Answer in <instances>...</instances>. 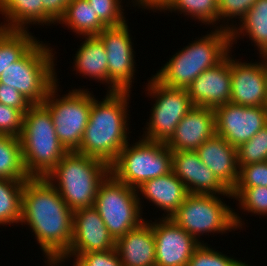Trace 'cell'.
Masks as SVG:
<instances>
[{
  "label": "cell",
  "mask_w": 267,
  "mask_h": 266,
  "mask_svg": "<svg viewBox=\"0 0 267 266\" xmlns=\"http://www.w3.org/2000/svg\"><path fill=\"white\" fill-rule=\"evenodd\" d=\"M73 213L44 177H30L25 181L19 225H26L30 234L33 233L45 264L56 255L68 252L73 236Z\"/></svg>",
  "instance_id": "cell-1"
},
{
  "label": "cell",
  "mask_w": 267,
  "mask_h": 266,
  "mask_svg": "<svg viewBox=\"0 0 267 266\" xmlns=\"http://www.w3.org/2000/svg\"><path fill=\"white\" fill-rule=\"evenodd\" d=\"M93 94L92 91L89 121L81 144L75 152L99 159L111 166L131 140L129 104L132 92H106L101 100Z\"/></svg>",
  "instance_id": "cell-2"
},
{
  "label": "cell",
  "mask_w": 267,
  "mask_h": 266,
  "mask_svg": "<svg viewBox=\"0 0 267 266\" xmlns=\"http://www.w3.org/2000/svg\"><path fill=\"white\" fill-rule=\"evenodd\" d=\"M195 37L181 50L174 52L161 69L152 76L171 88L187 89L205 70L218 65L232 50L231 33L223 28H212Z\"/></svg>",
  "instance_id": "cell-3"
},
{
  "label": "cell",
  "mask_w": 267,
  "mask_h": 266,
  "mask_svg": "<svg viewBox=\"0 0 267 266\" xmlns=\"http://www.w3.org/2000/svg\"><path fill=\"white\" fill-rule=\"evenodd\" d=\"M109 174L110 166L105 162L71 151L44 178L75 211L94 206L98 188Z\"/></svg>",
  "instance_id": "cell-4"
},
{
  "label": "cell",
  "mask_w": 267,
  "mask_h": 266,
  "mask_svg": "<svg viewBox=\"0 0 267 266\" xmlns=\"http://www.w3.org/2000/svg\"><path fill=\"white\" fill-rule=\"evenodd\" d=\"M225 197L233 199L232 195L188 194L170 219L199 243H208L202 239L204 235L215 237V234H234L238 229L240 232L245 230L246 218L242 220V214L240 217L235 211L237 209L232 208L229 202L228 205L225 203Z\"/></svg>",
  "instance_id": "cell-5"
},
{
  "label": "cell",
  "mask_w": 267,
  "mask_h": 266,
  "mask_svg": "<svg viewBox=\"0 0 267 266\" xmlns=\"http://www.w3.org/2000/svg\"><path fill=\"white\" fill-rule=\"evenodd\" d=\"M20 140L29 177H46L68 152L56 136L50 111L43 104H32L25 112Z\"/></svg>",
  "instance_id": "cell-6"
},
{
  "label": "cell",
  "mask_w": 267,
  "mask_h": 266,
  "mask_svg": "<svg viewBox=\"0 0 267 266\" xmlns=\"http://www.w3.org/2000/svg\"><path fill=\"white\" fill-rule=\"evenodd\" d=\"M45 42L39 39L19 60L6 68L0 78V83L15 88L32 104H42L59 77L55 67L57 52Z\"/></svg>",
  "instance_id": "cell-7"
},
{
  "label": "cell",
  "mask_w": 267,
  "mask_h": 266,
  "mask_svg": "<svg viewBox=\"0 0 267 266\" xmlns=\"http://www.w3.org/2000/svg\"><path fill=\"white\" fill-rule=\"evenodd\" d=\"M139 139V140H138ZM120 151L110 173L120 182L137 189L145 181L172 172V151L163 142L138 137Z\"/></svg>",
  "instance_id": "cell-8"
},
{
  "label": "cell",
  "mask_w": 267,
  "mask_h": 266,
  "mask_svg": "<svg viewBox=\"0 0 267 266\" xmlns=\"http://www.w3.org/2000/svg\"><path fill=\"white\" fill-rule=\"evenodd\" d=\"M57 83L50 89L43 105L50 111L56 136L68 152L76 151L82 141L89 121L92 106L90 88H72L68 93L60 95L63 89Z\"/></svg>",
  "instance_id": "cell-9"
},
{
  "label": "cell",
  "mask_w": 267,
  "mask_h": 266,
  "mask_svg": "<svg viewBox=\"0 0 267 266\" xmlns=\"http://www.w3.org/2000/svg\"><path fill=\"white\" fill-rule=\"evenodd\" d=\"M93 207L115 241L146 220L137 189L118 181L111 173L100 184Z\"/></svg>",
  "instance_id": "cell-10"
},
{
  "label": "cell",
  "mask_w": 267,
  "mask_h": 266,
  "mask_svg": "<svg viewBox=\"0 0 267 266\" xmlns=\"http://www.w3.org/2000/svg\"><path fill=\"white\" fill-rule=\"evenodd\" d=\"M148 82V83H147ZM144 83L145 95L152 100L149 119L140 137L166 143L174 134L183 117L194 107L187 89L171 88L163 85L153 76ZM147 84V85H146Z\"/></svg>",
  "instance_id": "cell-11"
},
{
  "label": "cell",
  "mask_w": 267,
  "mask_h": 266,
  "mask_svg": "<svg viewBox=\"0 0 267 266\" xmlns=\"http://www.w3.org/2000/svg\"><path fill=\"white\" fill-rule=\"evenodd\" d=\"M128 20L118 26L105 27L97 36L103 42L108 60V82L117 91H132L137 63Z\"/></svg>",
  "instance_id": "cell-12"
},
{
  "label": "cell",
  "mask_w": 267,
  "mask_h": 266,
  "mask_svg": "<svg viewBox=\"0 0 267 266\" xmlns=\"http://www.w3.org/2000/svg\"><path fill=\"white\" fill-rule=\"evenodd\" d=\"M215 132L238 148L267 125L266 107H246L226 103L214 108Z\"/></svg>",
  "instance_id": "cell-13"
},
{
  "label": "cell",
  "mask_w": 267,
  "mask_h": 266,
  "mask_svg": "<svg viewBox=\"0 0 267 266\" xmlns=\"http://www.w3.org/2000/svg\"><path fill=\"white\" fill-rule=\"evenodd\" d=\"M234 56L231 51L230 103L246 107H265L266 56H257L259 59H255V62L236 59Z\"/></svg>",
  "instance_id": "cell-14"
},
{
  "label": "cell",
  "mask_w": 267,
  "mask_h": 266,
  "mask_svg": "<svg viewBox=\"0 0 267 266\" xmlns=\"http://www.w3.org/2000/svg\"><path fill=\"white\" fill-rule=\"evenodd\" d=\"M155 239V266H187L201 244L170 218L149 220Z\"/></svg>",
  "instance_id": "cell-15"
},
{
  "label": "cell",
  "mask_w": 267,
  "mask_h": 266,
  "mask_svg": "<svg viewBox=\"0 0 267 266\" xmlns=\"http://www.w3.org/2000/svg\"><path fill=\"white\" fill-rule=\"evenodd\" d=\"M115 240L94 207L79 208L73 213V236L68 254L78 257L86 252L115 249Z\"/></svg>",
  "instance_id": "cell-16"
},
{
  "label": "cell",
  "mask_w": 267,
  "mask_h": 266,
  "mask_svg": "<svg viewBox=\"0 0 267 266\" xmlns=\"http://www.w3.org/2000/svg\"><path fill=\"white\" fill-rule=\"evenodd\" d=\"M172 167L189 194L231 195L196 151H172Z\"/></svg>",
  "instance_id": "cell-17"
},
{
  "label": "cell",
  "mask_w": 267,
  "mask_h": 266,
  "mask_svg": "<svg viewBox=\"0 0 267 266\" xmlns=\"http://www.w3.org/2000/svg\"><path fill=\"white\" fill-rule=\"evenodd\" d=\"M194 106L216 108L230 103V53L215 67L202 72L187 88Z\"/></svg>",
  "instance_id": "cell-18"
},
{
  "label": "cell",
  "mask_w": 267,
  "mask_h": 266,
  "mask_svg": "<svg viewBox=\"0 0 267 266\" xmlns=\"http://www.w3.org/2000/svg\"><path fill=\"white\" fill-rule=\"evenodd\" d=\"M215 134L214 109L194 106L179 122L174 134L165 144L171 151H196Z\"/></svg>",
  "instance_id": "cell-19"
},
{
  "label": "cell",
  "mask_w": 267,
  "mask_h": 266,
  "mask_svg": "<svg viewBox=\"0 0 267 266\" xmlns=\"http://www.w3.org/2000/svg\"><path fill=\"white\" fill-rule=\"evenodd\" d=\"M137 194L141 209L145 203L144 198L149 204L164 212L162 218H170L189 193L184 183L172 171L167 175L145 181L137 188Z\"/></svg>",
  "instance_id": "cell-20"
},
{
  "label": "cell",
  "mask_w": 267,
  "mask_h": 266,
  "mask_svg": "<svg viewBox=\"0 0 267 266\" xmlns=\"http://www.w3.org/2000/svg\"><path fill=\"white\" fill-rule=\"evenodd\" d=\"M200 160L231 192L238 180L237 148L216 134L196 150Z\"/></svg>",
  "instance_id": "cell-21"
},
{
  "label": "cell",
  "mask_w": 267,
  "mask_h": 266,
  "mask_svg": "<svg viewBox=\"0 0 267 266\" xmlns=\"http://www.w3.org/2000/svg\"><path fill=\"white\" fill-rule=\"evenodd\" d=\"M78 38L84 41L80 42L81 44L75 51V56H72L74 61L71 62L73 63L72 71H75V74H79L82 78H89V81L95 80L98 84L105 85L107 92H118L108 82V60L101 39L98 36H82Z\"/></svg>",
  "instance_id": "cell-22"
},
{
  "label": "cell",
  "mask_w": 267,
  "mask_h": 266,
  "mask_svg": "<svg viewBox=\"0 0 267 266\" xmlns=\"http://www.w3.org/2000/svg\"><path fill=\"white\" fill-rule=\"evenodd\" d=\"M122 266H155V239L148 219L115 242Z\"/></svg>",
  "instance_id": "cell-23"
},
{
  "label": "cell",
  "mask_w": 267,
  "mask_h": 266,
  "mask_svg": "<svg viewBox=\"0 0 267 266\" xmlns=\"http://www.w3.org/2000/svg\"><path fill=\"white\" fill-rule=\"evenodd\" d=\"M1 16L4 22H0V28L6 30L28 31L32 26H56L43 11L42 0H0Z\"/></svg>",
  "instance_id": "cell-24"
},
{
  "label": "cell",
  "mask_w": 267,
  "mask_h": 266,
  "mask_svg": "<svg viewBox=\"0 0 267 266\" xmlns=\"http://www.w3.org/2000/svg\"><path fill=\"white\" fill-rule=\"evenodd\" d=\"M230 33L232 50L245 37L259 56H267V0H257Z\"/></svg>",
  "instance_id": "cell-25"
},
{
  "label": "cell",
  "mask_w": 267,
  "mask_h": 266,
  "mask_svg": "<svg viewBox=\"0 0 267 266\" xmlns=\"http://www.w3.org/2000/svg\"><path fill=\"white\" fill-rule=\"evenodd\" d=\"M152 12L183 14L210 29L218 28L219 24V0H163Z\"/></svg>",
  "instance_id": "cell-26"
},
{
  "label": "cell",
  "mask_w": 267,
  "mask_h": 266,
  "mask_svg": "<svg viewBox=\"0 0 267 266\" xmlns=\"http://www.w3.org/2000/svg\"><path fill=\"white\" fill-rule=\"evenodd\" d=\"M81 36H97L106 26L99 20L87 0H71L56 25ZM65 26V27H64Z\"/></svg>",
  "instance_id": "cell-27"
},
{
  "label": "cell",
  "mask_w": 267,
  "mask_h": 266,
  "mask_svg": "<svg viewBox=\"0 0 267 266\" xmlns=\"http://www.w3.org/2000/svg\"><path fill=\"white\" fill-rule=\"evenodd\" d=\"M20 137L0 134V179L26 181Z\"/></svg>",
  "instance_id": "cell-28"
},
{
  "label": "cell",
  "mask_w": 267,
  "mask_h": 266,
  "mask_svg": "<svg viewBox=\"0 0 267 266\" xmlns=\"http://www.w3.org/2000/svg\"><path fill=\"white\" fill-rule=\"evenodd\" d=\"M31 31L0 28V78L10 64L19 60L37 41Z\"/></svg>",
  "instance_id": "cell-29"
},
{
  "label": "cell",
  "mask_w": 267,
  "mask_h": 266,
  "mask_svg": "<svg viewBox=\"0 0 267 266\" xmlns=\"http://www.w3.org/2000/svg\"><path fill=\"white\" fill-rule=\"evenodd\" d=\"M24 184L25 181L0 179V227L19 226Z\"/></svg>",
  "instance_id": "cell-30"
},
{
  "label": "cell",
  "mask_w": 267,
  "mask_h": 266,
  "mask_svg": "<svg viewBox=\"0 0 267 266\" xmlns=\"http://www.w3.org/2000/svg\"><path fill=\"white\" fill-rule=\"evenodd\" d=\"M89 5L96 13L99 20L106 26H118L125 23L128 19L126 18V6L136 8L135 0H128L125 2L123 0H87ZM125 5H124V4ZM132 5H131V4ZM125 6V9L123 8Z\"/></svg>",
  "instance_id": "cell-31"
},
{
  "label": "cell",
  "mask_w": 267,
  "mask_h": 266,
  "mask_svg": "<svg viewBox=\"0 0 267 266\" xmlns=\"http://www.w3.org/2000/svg\"><path fill=\"white\" fill-rule=\"evenodd\" d=\"M216 250L208 243H201L195 249L187 266H245L248 262Z\"/></svg>",
  "instance_id": "cell-32"
},
{
  "label": "cell",
  "mask_w": 267,
  "mask_h": 266,
  "mask_svg": "<svg viewBox=\"0 0 267 266\" xmlns=\"http://www.w3.org/2000/svg\"><path fill=\"white\" fill-rule=\"evenodd\" d=\"M238 167L267 161V125L237 148Z\"/></svg>",
  "instance_id": "cell-33"
},
{
  "label": "cell",
  "mask_w": 267,
  "mask_h": 266,
  "mask_svg": "<svg viewBox=\"0 0 267 266\" xmlns=\"http://www.w3.org/2000/svg\"><path fill=\"white\" fill-rule=\"evenodd\" d=\"M237 209L242 214H250L251 216H267V187L257 186L245 188L235 199ZM238 201V202H237ZM267 219V217H266Z\"/></svg>",
  "instance_id": "cell-34"
},
{
  "label": "cell",
  "mask_w": 267,
  "mask_h": 266,
  "mask_svg": "<svg viewBox=\"0 0 267 266\" xmlns=\"http://www.w3.org/2000/svg\"><path fill=\"white\" fill-rule=\"evenodd\" d=\"M256 1L257 0H219L218 28H223L231 32L245 17L246 13Z\"/></svg>",
  "instance_id": "cell-35"
},
{
  "label": "cell",
  "mask_w": 267,
  "mask_h": 266,
  "mask_svg": "<svg viewBox=\"0 0 267 266\" xmlns=\"http://www.w3.org/2000/svg\"><path fill=\"white\" fill-rule=\"evenodd\" d=\"M267 187V161L244 165L239 168L238 180L231 191L233 200L248 187Z\"/></svg>",
  "instance_id": "cell-36"
},
{
  "label": "cell",
  "mask_w": 267,
  "mask_h": 266,
  "mask_svg": "<svg viewBox=\"0 0 267 266\" xmlns=\"http://www.w3.org/2000/svg\"><path fill=\"white\" fill-rule=\"evenodd\" d=\"M23 119L22 111L0 103V134L20 137Z\"/></svg>",
  "instance_id": "cell-37"
},
{
  "label": "cell",
  "mask_w": 267,
  "mask_h": 266,
  "mask_svg": "<svg viewBox=\"0 0 267 266\" xmlns=\"http://www.w3.org/2000/svg\"><path fill=\"white\" fill-rule=\"evenodd\" d=\"M86 266H122L115 249L99 252H86L78 256Z\"/></svg>",
  "instance_id": "cell-38"
},
{
  "label": "cell",
  "mask_w": 267,
  "mask_h": 266,
  "mask_svg": "<svg viewBox=\"0 0 267 266\" xmlns=\"http://www.w3.org/2000/svg\"><path fill=\"white\" fill-rule=\"evenodd\" d=\"M0 103L18 109L24 114L32 105L20 92L9 85L0 83Z\"/></svg>",
  "instance_id": "cell-39"
},
{
  "label": "cell",
  "mask_w": 267,
  "mask_h": 266,
  "mask_svg": "<svg viewBox=\"0 0 267 266\" xmlns=\"http://www.w3.org/2000/svg\"><path fill=\"white\" fill-rule=\"evenodd\" d=\"M43 11L57 24L71 0H42Z\"/></svg>",
  "instance_id": "cell-40"
},
{
  "label": "cell",
  "mask_w": 267,
  "mask_h": 266,
  "mask_svg": "<svg viewBox=\"0 0 267 266\" xmlns=\"http://www.w3.org/2000/svg\"><path fill=\"white\" fill-rule=\"evenodd\" d=\"M65 262H68V264L70 262V265H71V262H72L71 266H86L84 264V262L79 257L73 256V255L68 254V253H62V254L56 255L45 266H65Z\"/></svg>",
  "instance_id": "cell-41"
},
{
  "label": "cell",
  "mask_w": 267,
  "mask_h": 266,
  "mask_svg": "<svg viewBox=\"0 0 267 266\" xmlns=\"http://www.w3.org/2000/svg\"><path fill=\"white\" fill-rule=\"evenodd\" d=\"M266 87H267V56H266ZM265 107L267 108V88H266Z\"/></svg>",
  "instance_id": "cell-42"
},
{
  "label": "cell",
  "mask_w": 267,
  "mask_h": 266,
  "mask_svg": "<svg viewBox=\"0 0 267 266\" xmlns=\"http://www.w3.org/2000/svg\"><path fill=\"white\" fill-rule=\"evenodd\" d=\"M245 266H252L251 264L247 263ZM253 266H256V265H253Z\"/></svg>",
  "instance_id": "cell-43"
}]
</instances>
